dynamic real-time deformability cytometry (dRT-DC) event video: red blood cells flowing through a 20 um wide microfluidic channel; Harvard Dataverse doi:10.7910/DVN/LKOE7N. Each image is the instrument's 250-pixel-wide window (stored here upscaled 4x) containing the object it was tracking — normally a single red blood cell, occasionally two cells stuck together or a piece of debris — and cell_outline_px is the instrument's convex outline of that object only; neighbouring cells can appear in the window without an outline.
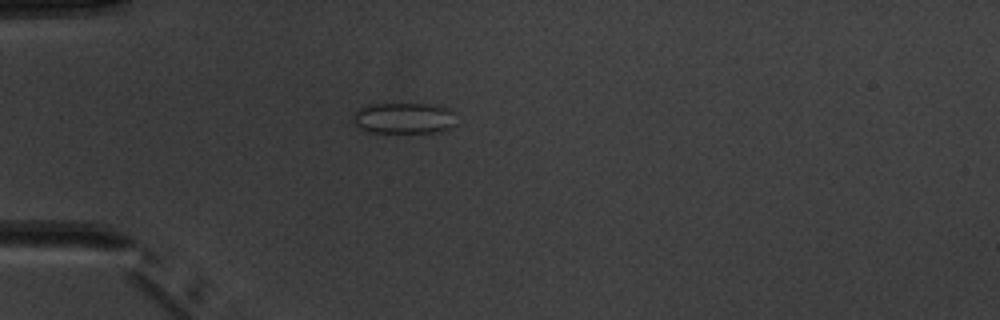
{"species": "common noctule bat (a hibernating species)", "species_latin": "Nyctalus noctula", "temperature_condition": "warm", "stored_images_in_passage": 4, "camera_frame_rate_fps": 3000, "um_per_image_px": 0.085, "animal": {"sex": "male", "body_mass_g": 20.1, "forearm_length_mm": 53.5}, "frame": {"image": 1, "passage_image": 4, "time_ms": 3.667, "image_size_px": [1000, 320], "cell_outline_px": [[456, 124], [452, 128], [440, 132], [368, 132], [360, 128], [352, 120], [352, 116], [364, 104], [428, 104], [448, 108], [452, 112]], "centroid_in_image_um": [34.33, 10.05], "position_along_channel_um": 50.7, "area_um2": 18.73}}